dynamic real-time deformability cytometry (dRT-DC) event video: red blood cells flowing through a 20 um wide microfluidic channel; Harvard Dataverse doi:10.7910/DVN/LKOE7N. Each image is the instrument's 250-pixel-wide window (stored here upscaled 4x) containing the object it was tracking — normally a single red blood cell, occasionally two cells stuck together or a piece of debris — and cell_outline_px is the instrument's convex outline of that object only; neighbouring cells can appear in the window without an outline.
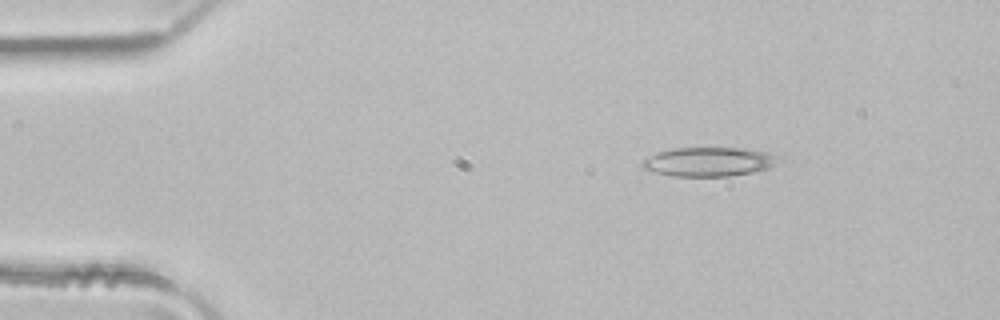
{"species": "common noctule bat (a hibernating species)", "species_latin": "Nyctalus noctula", "temperature_condition": "room temperature", "stored_images_in_passage": 2, "camera_frame_rate_fps": 3000, "um_per_image_px": 0.085, "animal": {"sex": "male", "body_mass_g": 21.5, "forearm_length_mm": 52.0}, "frame": {"image": 1, "passage_image": 1, "time_ms": 0.0, "image_size_px": [1000, 320], "cell_outline_px": [[780, 156], [768, 168], [752, 172], [728, 176], [672, 176], [656, 172], [644, 168], [640, 164], [640, 160], [656, 152], [672, 148], [744, 148], [768, 152]], "centroid_in_image_um": [60.19, 13.74], "position_along_channel_um": 24.8, "area_um2": 23.0}}